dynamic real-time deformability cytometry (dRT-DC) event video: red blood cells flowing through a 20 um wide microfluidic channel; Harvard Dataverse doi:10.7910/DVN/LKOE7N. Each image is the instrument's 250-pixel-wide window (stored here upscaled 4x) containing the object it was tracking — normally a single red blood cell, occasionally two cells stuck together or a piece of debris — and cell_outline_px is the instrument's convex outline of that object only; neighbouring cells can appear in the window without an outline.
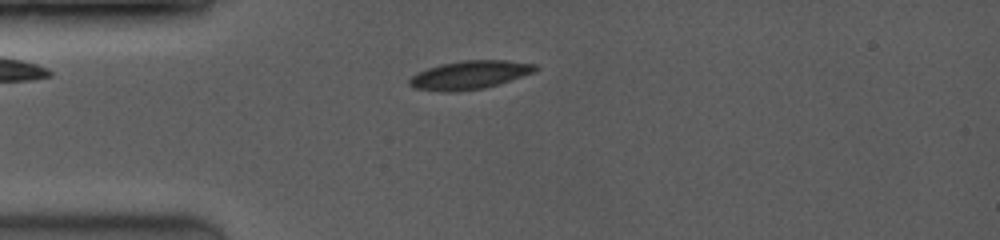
{"species": "common noctule bat (a hibernating species)", "species_latin": "Nyctalus noctula", "temperature_condition": "room temperature", "stored_images_in_passage": 9, "camera_frame_rate_fps": 3500, "um_per_image_px": 0.085, "animal": {"sex": "female", "body_mass_g": 19.0, "forearm_length_mm": 53.3}, "frame": {"image": 1, "passage_image": 4, "time_ms": 0.857, "image_size_px": [1000, 240], "cell_outline_px": [[540, 68], [536, 72], [484, 88], [456, 92], [440, 92], [412, 88], [408, 84], [408, 80], [412, 76], [428, 68], [440, 64], [464, 60], [504, 60], [536, 64]], "centroid_in_image_um": [39.92, 6.38], "position_along_channel_um": 45.1, "area_um2": 20.98}}
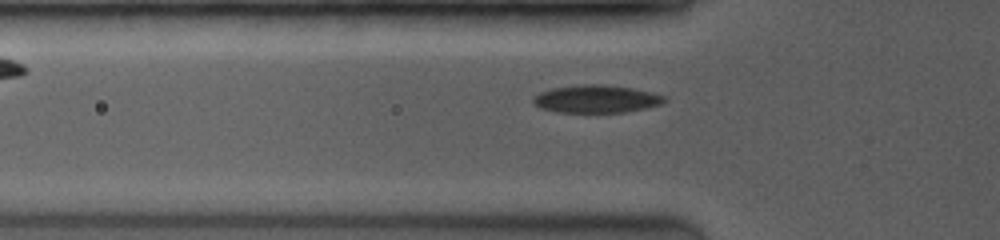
{"frame": {"image": 2, "passage_image": 7, "time_ms": 2.0, "image_size_px": [1000, 240], "cell_outline_px": [[668, 100], [664, 104], [624, 112], [556, 112], [540, 108], [532, 100], [532, 96], [540, 92], [552, 88], [580, 84], [600, 84], [632, 88], [652, 92], [664, 96]], "centroid_in_image_um": [50.69, 8.4], "position_along_channel_um": 75.1, "area_um2": 21.27}}